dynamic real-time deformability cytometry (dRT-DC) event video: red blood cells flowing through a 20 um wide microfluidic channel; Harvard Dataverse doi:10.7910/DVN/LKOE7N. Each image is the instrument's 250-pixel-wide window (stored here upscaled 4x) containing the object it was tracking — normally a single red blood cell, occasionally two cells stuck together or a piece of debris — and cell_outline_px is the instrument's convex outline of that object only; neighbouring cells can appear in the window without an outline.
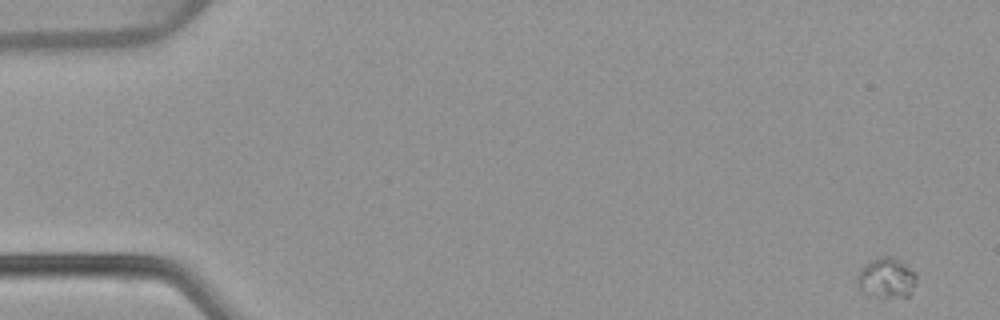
{"species": "common noctule bat (a hibernating species)", "species_latin": "Nyctalus noctula", "temperature_condition": "warm", "stored_images_in_passage": 54, "camera_frame_rate_fps": 3000, "um_per_image_px": 0.085, "animal": {"sex": "female", "body_mass_g": 22.7, "forearm_length_mm": 54.2}, "frame": {"image": 1, "passage_image": 1, "time_ms": 0.0, "image_size_px": [1000, 320], "cell_outline_px": [[916, 280], [912, 292], [908, 296], [872, 296], [860, 288], [856, 284], [856, 272], [864, 264], [880, 256], [888, 256], [900, 260], [916, 272]], "centroid_in_image_um": [75.33, 23.59], "position_along_channel_um": 9.7, "area_um2": 13.87}}
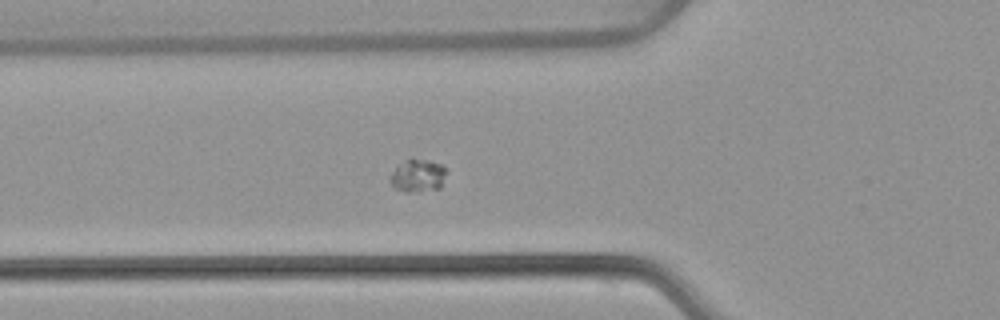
{"frame": {"image": 2, "passage_image": 19, "time_ms": 6.0, "image_size_px": [1000, 320], "cell_outline_px": [[444, 172], [440, 188], [420, 192], [404, 192], [396, 188], [388, 180], [396, 164], [412, 156], [428, 160], [440, 164], [444, 168]], "centroid_in_image_um": [35.44, 14.9], "position_along_channel_um": 90.4, "area_um2": 10.92}}
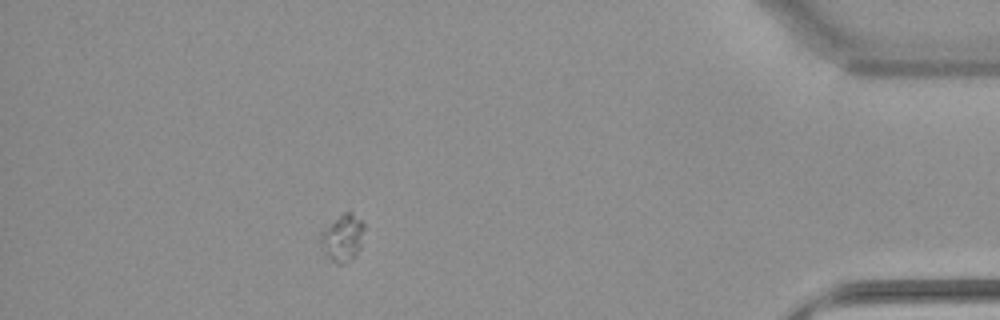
{"frame": {"image": 3, "passage_image": 48, "time_ms": 15.667, "image_size_px": [1000, 320], "cell_outline_px": [[364, 228], [360, 248], [356, 256], [352, 260], [344, 264], [336, 264], [324, 252], [320, 240], [320, 232], [324, 228], [344, 212], [352, 212], [364, 224]], "centroid_in_image_um": [29.13, 20.24], "position_along_channel_um": 406.1, "area_um2": 11.91}}